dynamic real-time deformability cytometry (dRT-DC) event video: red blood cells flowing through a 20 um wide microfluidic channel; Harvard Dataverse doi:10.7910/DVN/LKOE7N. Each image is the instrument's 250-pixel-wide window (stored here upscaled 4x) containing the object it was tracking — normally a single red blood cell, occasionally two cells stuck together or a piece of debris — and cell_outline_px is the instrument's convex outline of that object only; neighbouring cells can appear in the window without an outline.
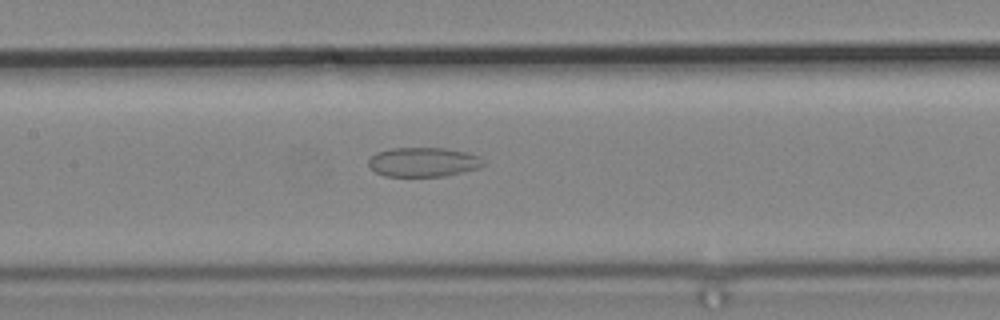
{"species": "common noctule bat (a hibernating species)", "species_latin": "Nyctalus noctula", "temperature_condition": "cold", "stored_images_in_passage": 54, "camera_frame_rate_fps": 3000, "um_per_image_px": 0.085, "animal": {"sex": "male", "body_mass_g": 19.2, "forearm_length_mm": 51.8}, "frame": {"image": 1, "passage_image": 25, "time_ms": 8.0, "image_size_px": [1000, 320], "cell_outline_px": [[488, 164], [480, 168], [444, 176], [384, 176], [376, 172], [368, 164], [368, 160], [376, 152], [388, 148], [444, 148], [468, 152], [480, 156]], "centroid_in_image_um": [36.03, 13.77], "position_along_channel_um": 171.4, "area_um2": 19.88}}
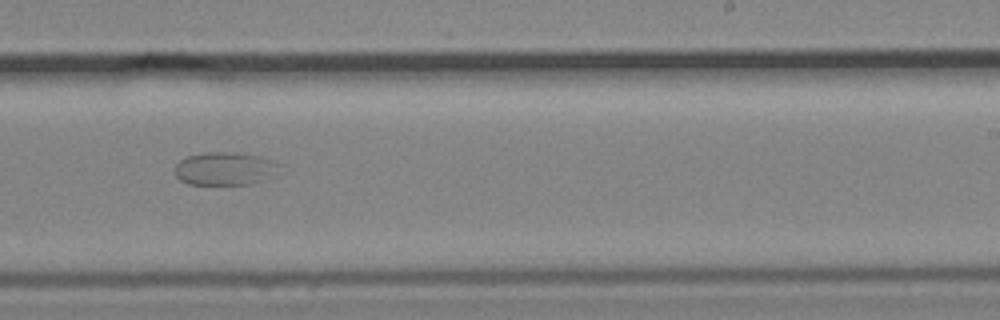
{"frame": {"image": 2, "passage_image": 33, "time_ms": 10.667, "image_size_px": [1000, 320], "cell_outline_px": [[284, 164], [264, 180], [252, 184], [188, 184], [180, 180], [176, 176], [176, 164], [180, 160], [188, 156], [208, 152], [228, 152], [260, 156], [276, 160]], "centroid_in_image_um": [19.15, 14.33], "position_along_channel_um": 269.8, "area_um2": 20.11}}
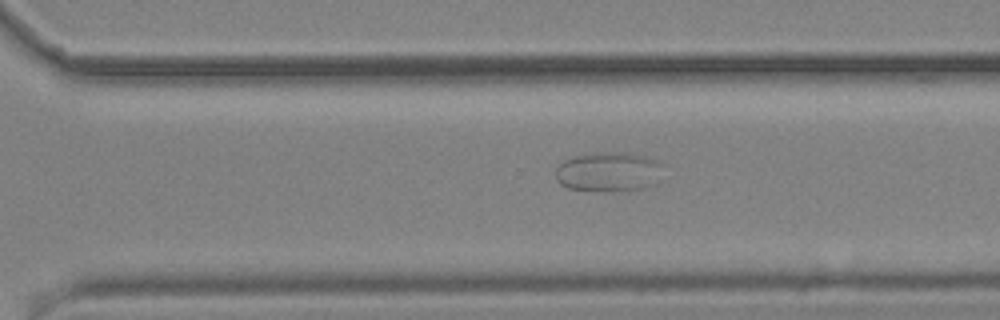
{"frame": {"image": 3, "passage_image": 37, "time_ms": 12.0, "image_size_px": [1000, 320], "cell_outline_px": [[668, 164], [648, 184], [640, 188], [592, 192], [568, 188], [560, 184], [556, 180], [556, 168], [564, 160], [572, 156], [608, 152], [628, 152], [648, 156]], "centroid_in_image_um": [51.69, 14.58], "position_along_channel_um": 318.9, "area_um2": 24.74}}